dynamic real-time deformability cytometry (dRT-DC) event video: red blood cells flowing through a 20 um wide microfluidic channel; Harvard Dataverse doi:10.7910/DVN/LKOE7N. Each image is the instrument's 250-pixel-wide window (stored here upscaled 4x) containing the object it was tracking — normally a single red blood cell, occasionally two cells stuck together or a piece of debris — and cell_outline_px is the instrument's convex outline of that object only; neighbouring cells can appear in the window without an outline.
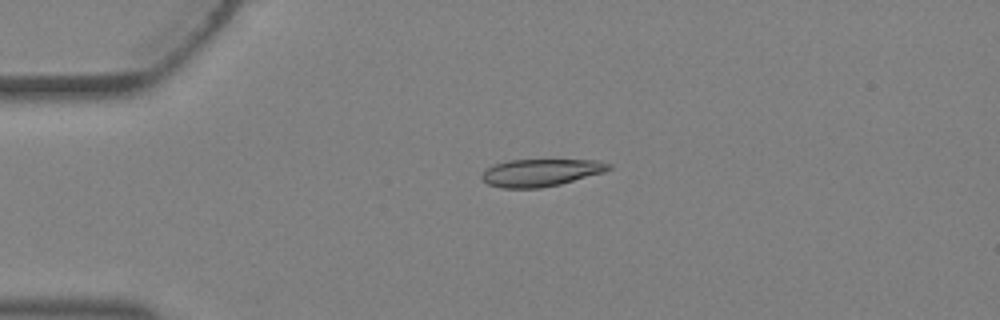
{"species": "Egyptian fruit bat (a non-hibernating species)", "species_latin": "Rousettus aegyptiacus", "temperature_condition": "warm", "stored_images_in_passage": 4, "camera_frame_rate_fps": 3000, "um_per_image_px": 0.085, "animal": {"sex": "female"}, "frame": {"image": 1, "passage_image": 3, "time_ms": 0.667, "image_size_px": [1000, 320], "cell_outline_px": [[612, 168], [604, 172], [560, 184], [540, 188], [500, 188], [488, 184], [480, 176], [488, 168], [496, 164], [508, 160], [596, 160], [612, 164]], "centroid_in_image_um": [45.98, 14.67], "position_along_channel_um": 39.0, "area_um2": 20.11}}